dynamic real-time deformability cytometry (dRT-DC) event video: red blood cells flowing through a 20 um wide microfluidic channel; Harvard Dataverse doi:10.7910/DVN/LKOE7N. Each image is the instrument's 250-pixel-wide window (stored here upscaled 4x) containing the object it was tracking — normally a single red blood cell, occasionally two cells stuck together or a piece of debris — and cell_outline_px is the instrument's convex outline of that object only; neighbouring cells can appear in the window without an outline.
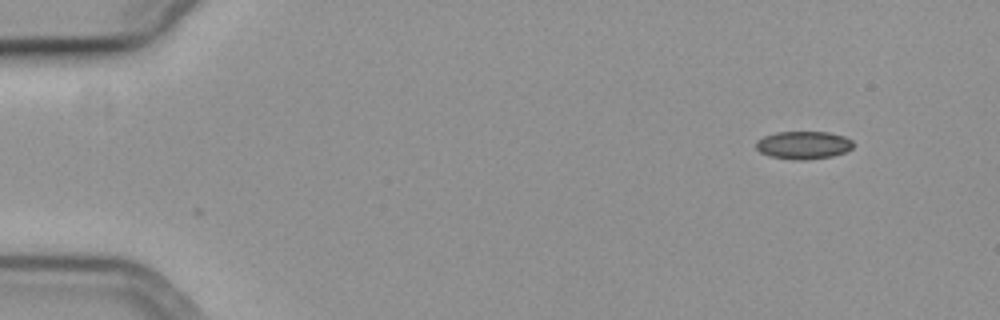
{"species": "common noctule bat (a hibernating species)", "species_latin": "Nyctalus noctula", "temperature_condition": "cold", "stored_images_in_passage": 52, "camera_frame_rate_fps": 3000, "um_per_image_px": 0.085, "animal": {"sex": "female", "body_mass_g": 19.3, "forearm_length_mm": 54.1}, "frame": {"image": 1, "passage_image": 1, "time_ms": 0.0, "image_size_px": [1000, 320], "cell_outline_px": [[852, 148], [844, 152], [832, 156], [804, 160], [796, 160], [768, 156], [760, 152], [756, 148], [756, 140], [764, 136], [776, 132], [828, 132], [844, 136], [852, 140]], "centroid_in_image_um": [68.26, 12.33], "position_along_channel_um": 16.7, "area_um2": 15.78}}
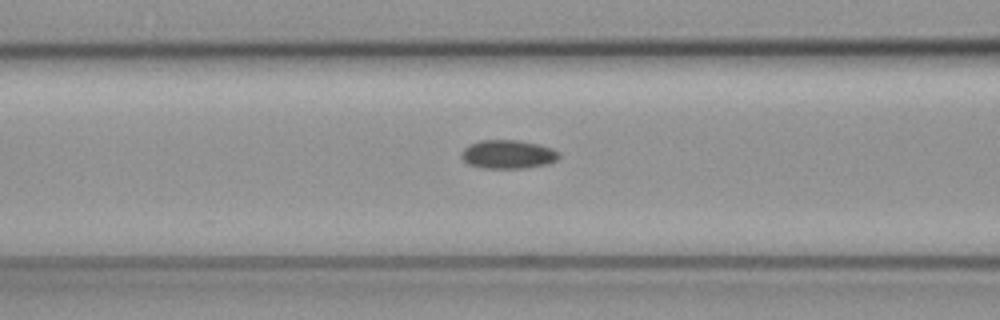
{"frame": {"image": 2, "passage_image": 19, "time_ms": 6.0, "image_size_px": [1000, 320], "cell_outline_px": [[560, 156], [556, 160], [548, 164], [528, 168], [480, 168], [468, 164], [460, 156], [460, 152], [468, 144], [480, 140], [516, 140], [536, 144], [552, 148], [560, 152]], "centroid_in_image_um": [43.15, 13.12], "position_along_channel_um": 123.4, "area_um2": 16.47}}
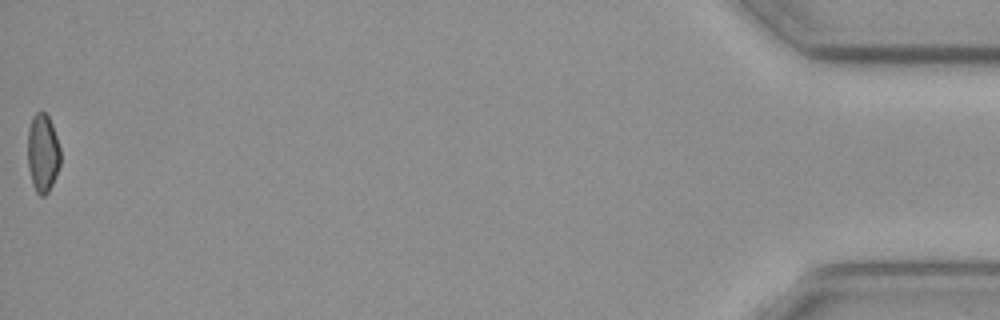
{"frame": {"image": 3, "passage_image": 52, "time_ms": 17.0, "image_size_px": [1000, 320], "cell_outline_px": [[60, 164], [52, 184], [48, 192], [44, 196], [40, 196], [36, 192], [32, 184], [28, 168], [28, 128], [32, 116], [36, 112], [44, 112], [48, 116], [52, 124], [60, 148]], "centroid_in_image_um": [3.62, 13.01], "position_along_channel_um": 431.6, "area_um2": 14.97}, "authors_computed_cell_mechanics": {"area_um2": 15.9528, "velocity_mm_per_s": 3.7232, "shape_relaxation_time_tau1_ms": 5.3458, "shape_relaxation_time_tau2_ms": null, "deformation_change_tau1": 0.0515, "deformation_change_tau2": null}}